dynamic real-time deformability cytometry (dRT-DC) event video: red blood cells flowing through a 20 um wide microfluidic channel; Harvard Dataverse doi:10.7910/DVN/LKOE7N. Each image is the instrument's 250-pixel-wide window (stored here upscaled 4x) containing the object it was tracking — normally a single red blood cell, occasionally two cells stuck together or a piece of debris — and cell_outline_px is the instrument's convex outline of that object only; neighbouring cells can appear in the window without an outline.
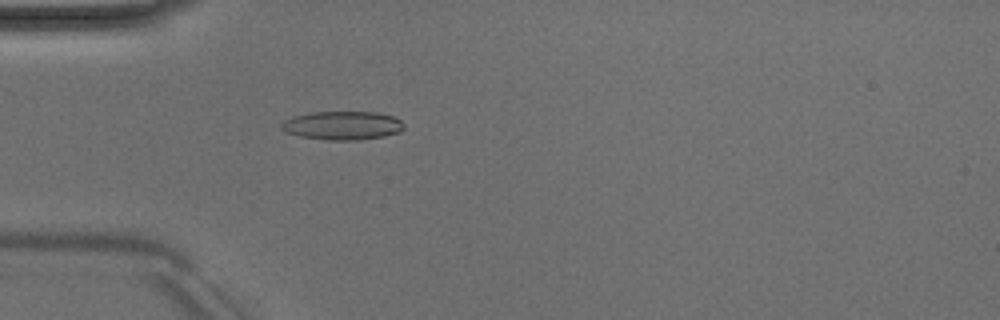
{"species": "Egyptian fruit bat (a non-hibernating species)", "species_latin": "Rousettus aegyptiacus", "temperature_condition": "room temperature", "stored_images_in_passage": 50, "camera_frame_rate_fps": 3000, "um_per_image_px": 0.085, "animal": {"sex": "male"}, "frame": {"image": 1, "passage_image": 15, "time_ms": 4.667, "image_size_px": [1000, 320], "cell_outline_px": [[404, 128], [400, 132], [384, 136], [360, 140], [328, 140], [300, 136], [284, 132], [280, 128], [280, 124], [284, 120], [292, 116], [308, 112], [376, 112], [392, 116], [400, 120], [404, 124]], "centroid_in_image_um": [29.08, 10.66], "position_along_channel_um": 55.9, "area_um2": 20.63}}
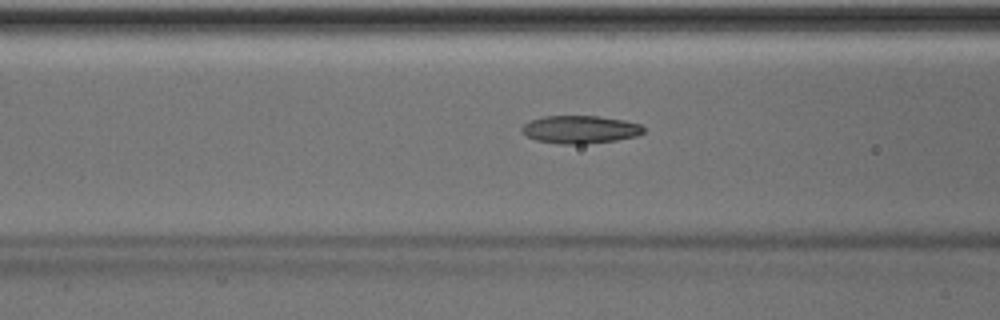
{"frame": {"image": 2, "passage_image": 20, "time_ms": 6.333, "image_size_px": [1000, 320], "cell_outline_px": [[644, 132], [636, 136], [616, 140], [584, 144], [560, 144], [536, 140], [520, 132], [520, 128], [524, 124], [532, 120], [544, 116], [600, 116], [624, 120], [640, 124], [644, 128]], "centroid_in_image_um": [49.3, 11.0], "position_along_channel_um": 117.3, "area_um2": 19.77}}
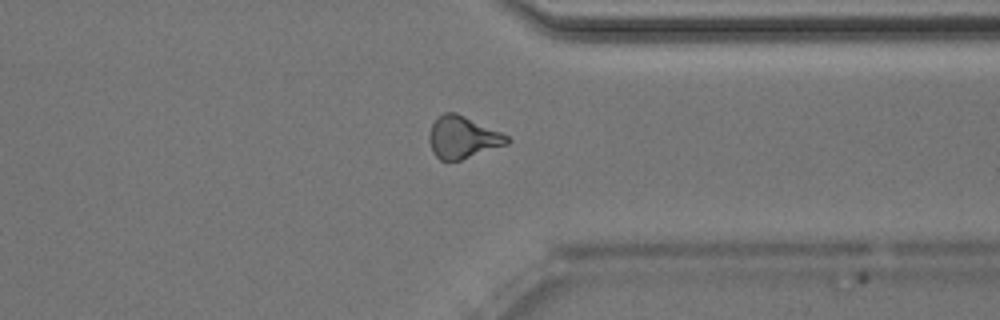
{"frame": {"image": 3, "passage_image": 39, "time_ms": 12.667, "image_size_px": [1000, 320], "cell_outline_px": [[512, 140], [508, 144], [460, 160], [440, 160], [432, 152], [428, 140], [428, 136], [432, 124], [444, 112], [456, 112], [500, 132], [508, 136]], "centroid_in_image_um": [39.32, 11.68], "position_along_channel_um": 372.1, "area_um2": 18.96}, "authors_computed_cell_mechanics": {"area_um2": 19.3919, "velocity_mm_per_s": 4.0568, "shape_relaxation_time_tau1_ms": 5.044, "shape_relaxation_time_tau2_ms": 3.1215, "deformation_change_tau1": 0.1759, "deformation_change_tau2": 0.127}}